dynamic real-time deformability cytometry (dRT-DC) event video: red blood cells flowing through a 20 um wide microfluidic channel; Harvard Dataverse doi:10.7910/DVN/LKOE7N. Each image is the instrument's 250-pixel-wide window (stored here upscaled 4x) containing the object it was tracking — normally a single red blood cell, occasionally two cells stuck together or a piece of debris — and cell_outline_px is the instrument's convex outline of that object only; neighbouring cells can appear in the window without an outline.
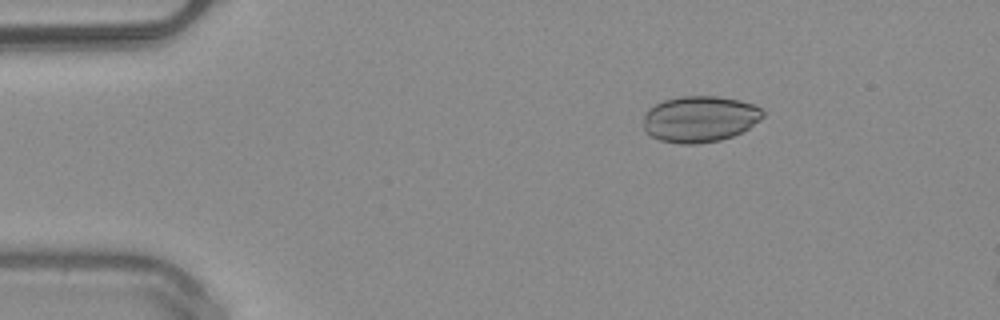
{"species": "common noctule bat (a hibernating species)", "species_latin": "Nyctalus noctula", "temperature_condition": "warm", "stored_images_in_passage": 7, "camera_frame_rate_fps": 3000, "um_per_image_px": 0.085, "animal": {"sex": "male", "body_mass_g": 20.4}, "frame": {"image": 1, "passage_image": 1, "time_ms": 0.0, "image_size_px": [1000, 320], "cell_outline_px": [[764, 116], [760, 120], [748, 128], [732, 136], [720, 140], [696, 144], [680, 144], [660, 140], [652, 136], [644, 128], [644, 116], [648, 108], [664, 100], [680, 96], [716, 96], [740, 100], [752, 104], [760, 108], [764, 112]], "centroid_in_image_um": [59.48, 10.11], "position_along_channel_um": 25.5, "area_um2": 32.08}}